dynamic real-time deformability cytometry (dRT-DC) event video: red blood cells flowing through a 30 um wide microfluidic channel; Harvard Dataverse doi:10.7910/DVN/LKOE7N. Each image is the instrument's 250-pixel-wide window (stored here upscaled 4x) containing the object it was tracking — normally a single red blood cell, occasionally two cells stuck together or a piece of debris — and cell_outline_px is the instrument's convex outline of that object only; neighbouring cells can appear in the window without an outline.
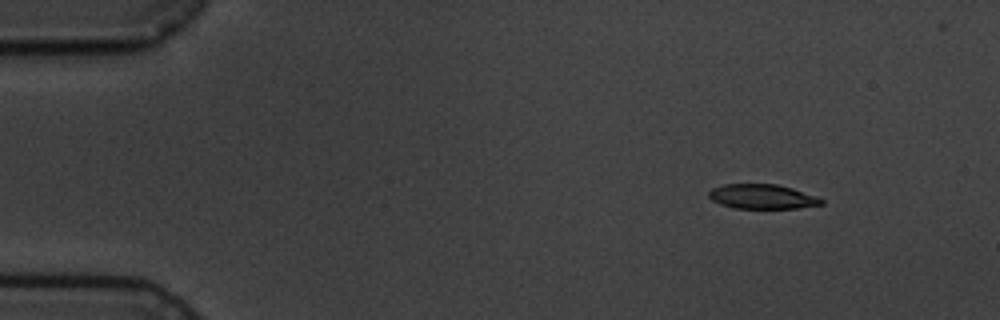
{"species": "common noctule bat (a hibernating species)", "species_latin": "Nyctalus noctula", "temperature_condition": "cold", "stored_images_in_passage": 4, "camera_frame_rate_fps": 3000, "um_per_image_px": 0.085, "animal": {"sex": "male", "body_mass_g": 19.5, "forearm_length_mm": 54.6}, "frame": {"image": 1, "passage_image": 1, "time_ms": 0.0, "image_size_px": [1000, 320], "cell_outline_px": [[824, 204], [796, 208], [732, 208], [720, 204], [712, 200], [708, 196], [708, 192], [712, 188], [724, 184], [776, 184], [792, 188], [816, 196], [824, 200]], "centroid_in_image_um": [64.77, 16.71], "position_along_channel_um": 20.2, "area_um2": 16.13}}
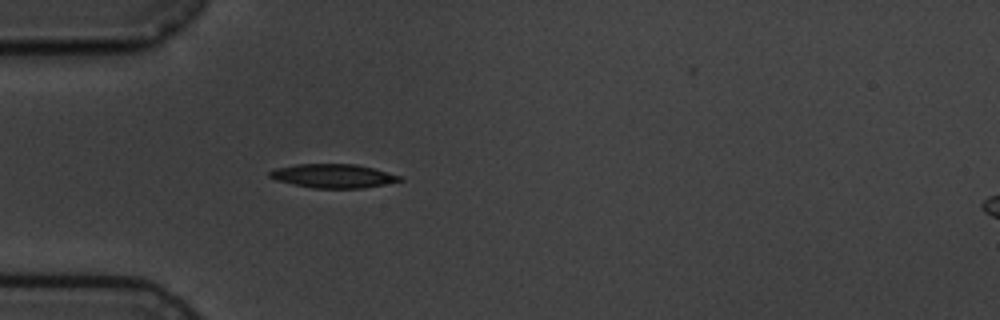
{"frame": {"image": 2, "passage_image": 4, "time_ms": 3.333, "image_size_px": [1000, 320], "cell_outline_px": [[404, 180], [364, 188], [312, 188], [292, 184], [276, 180], [268, 176], [268, 172], [276, 168], [296, 164], [356, 164], [404, 176]], "centroid_in_image_um": [28.33, 14.95], "position_along_channel_um": 56.7, "area_um2": 18.15}}